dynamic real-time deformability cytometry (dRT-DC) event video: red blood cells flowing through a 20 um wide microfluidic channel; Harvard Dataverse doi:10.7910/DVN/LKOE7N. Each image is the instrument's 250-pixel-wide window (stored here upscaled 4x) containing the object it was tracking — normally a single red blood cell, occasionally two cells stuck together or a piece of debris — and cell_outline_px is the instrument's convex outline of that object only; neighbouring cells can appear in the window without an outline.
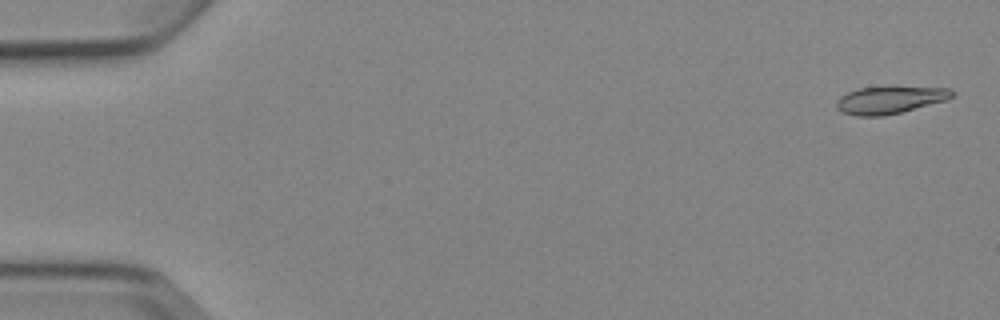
{"species": "Egyptian fruit bat (a non-hibernating species)", "species_latin": "Rousettus aegyptiacus", "temperature_condition": "cold", "stored_images_in_passage": 5, "camera_frame_rate_fps": 3000, "um_per_image_px": 0.085, "animal": {"sex": "female"}, "frame": {"image": 1, "passage_image": 1, "time_ms": 0.0, "image_size_px": [1000, 320], "cell_outline_px": [[952, 96], [948, 100], [884, 116], [856, 116], [844, 112], [836, 108], [836, 100], [840, 96], [848, 92], [860, 88], [884, 84], [892, 84], [948, 88], [952, 92]], "centroid_in_image_um": [75.64, 8.44], "position_along_channel_um": 9.4, "area_um2": 19.25}}
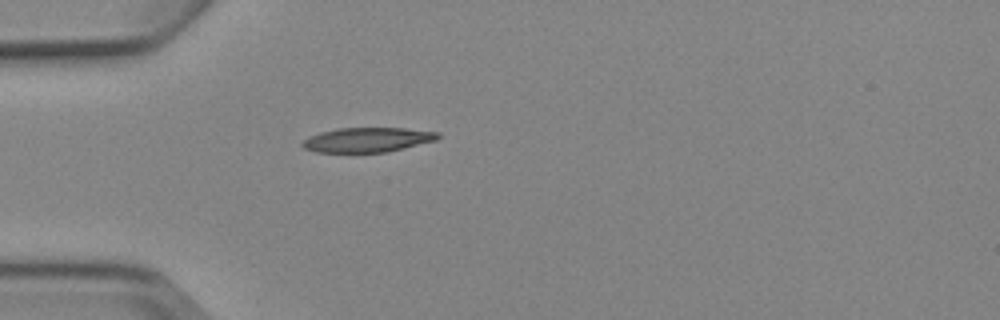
{"frame": {"image": 2, "passage_image": 5, "time_ms": 4.667, "image_size_px": [1000, 320], "cell_outline_px": [[440, 136], [436, 140], [388, 152], [316, 152], [304, 148], [300, 144], [308, 136], [320, 132], [340, 128], [404, 128], [440, 132]], "centroid_in_image_um": [31.23, 11.88], "position_along_channel_um": 53.8, "area_um2": 19.42}}